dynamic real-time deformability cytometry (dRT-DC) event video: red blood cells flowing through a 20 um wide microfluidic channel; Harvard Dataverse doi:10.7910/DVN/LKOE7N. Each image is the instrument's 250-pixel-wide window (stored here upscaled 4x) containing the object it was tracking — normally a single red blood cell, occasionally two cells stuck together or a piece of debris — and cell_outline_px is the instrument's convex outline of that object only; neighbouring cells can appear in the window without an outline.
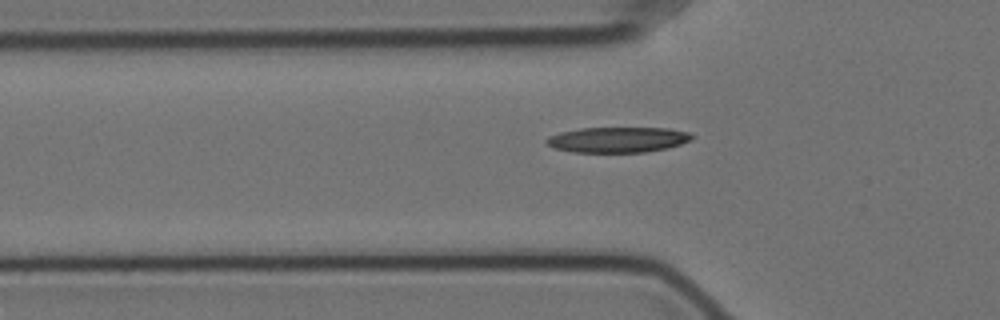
{"species": "Egyptian fruit bat (a non-hibernating species)", "species_latin": "Rousettus aegyptiacus", "temperature_condition": "cold", "stored_images_in_passage": 38, "camera_frame_rate_fps": 3000, "um_per_image_px": 0.085, "animal": {"sex": "female"}, "frame": {"image": 1, "passage_image": 4, "time_ms": 1.0, "image_size_px": [1000, 320], "cell_outline_px": [[696, 136], [692, 140], [668, 148], [644, 152], [576, 152], [556, 148], [544, 144], [544, 140], [548, 136], [560, 132], [580, 128], [668, 128], [688, 132]], "centroid_in_image_um": [52.51, 11.87], "position_along_channel_um": 73.3, "area_um2": 21.68}}
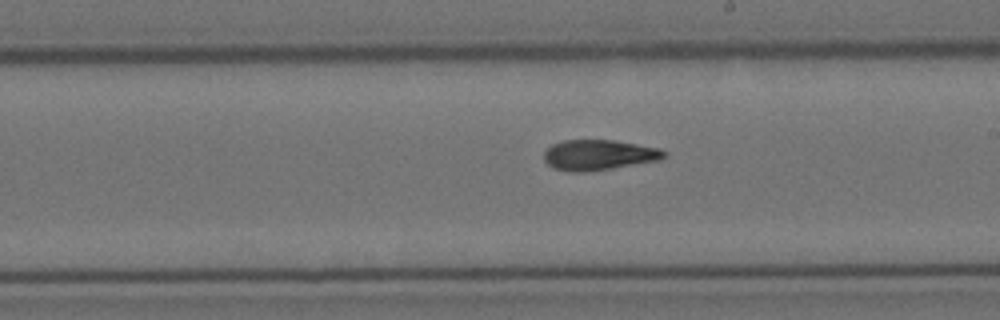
{"frame": {"image": 2, "passage_image": 18, "time_ms": 5.667, "image_size_px": [1000, 320], "cell_outline_px": [[668, 156], [660, 160], [612, 168], [584, 172], [572, 172], [552, 168], [544, 160], [544, 152], [552, 144], [564, 140], [616, 140], [660, 148], [668, 152]], "centroid_in_image_um": [50.93, 13.16], "position_along_channel_um": 238.1, "area_um2": 21.44}}
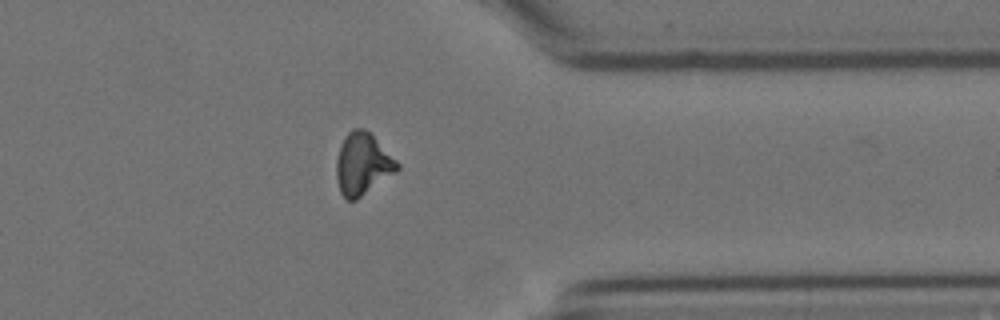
{"frame": {"image": 3, "passage_image": 31, "time_ms": 10.0, "image_size_px": [1000, 320], "cell_outline_px": [[400, 168], [396, 172], [356, 200], [348, 200], [340, 192], [336, 180], [336, 160], [344, 136], [352, 128], [364, 128], [400, 164]], "centroid_in_image_um": [30.8, 13.95], "position_along_channel_um": 380.6, "area_um2": 21.68}, "authors_computed_cell_mechanics": {"area_um2": 21.1837, "velocity_mm_per_s": 3.509, "shape_relaxation_time_tau1_ms": 5.4516, "shape_relaxation_time_tau2_ms": 3.9169, "deformation_change_tau1": 0.1763, "deformation_change_tau2": 0.1256}}